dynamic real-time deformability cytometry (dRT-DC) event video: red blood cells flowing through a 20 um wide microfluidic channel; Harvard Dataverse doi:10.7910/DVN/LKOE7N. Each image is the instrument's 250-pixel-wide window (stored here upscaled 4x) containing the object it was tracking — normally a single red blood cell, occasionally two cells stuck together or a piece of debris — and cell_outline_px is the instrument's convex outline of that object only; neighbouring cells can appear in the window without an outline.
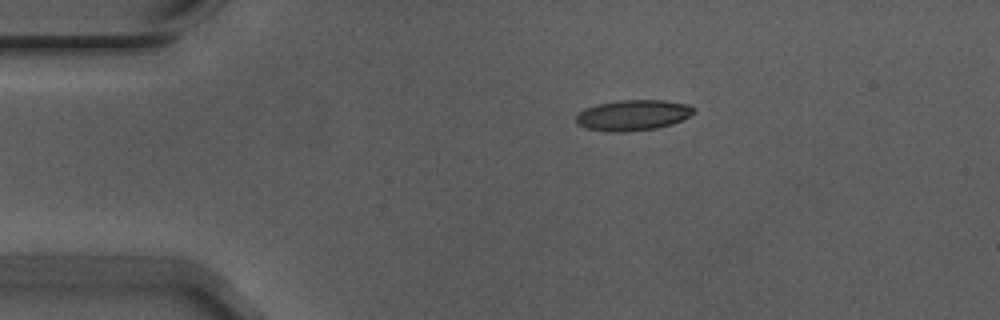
{"species": "Egyptian fruit bat (a non-hibernating species)", "species_latin": "Rousettus aegyptiacus", "temperature_condition": "warm", "stored_images_in_passage": 45, "camera_frame_rate_fps": 3000, "um_per_image_px": 0.085, "animal": {"sex": "male"}, "frame": {"image": 1, "passage_image": 1, "time_ms": 0.0, "image_size_px": [1000, 320], "cell_outline_px": [[696, 112], [672, 124], [656, 128], [628, 132], [608, 132], [584, 128], [576, 124], [576, 116], [580, 112], [588, 108], [600, 104], [620, 100], [660, 100], [688, 104], [696, 108]], "centroid_in_image_um": [53.81, 9.8], "position_along_channel_um": 31.2, "area_um2": 20.98}}
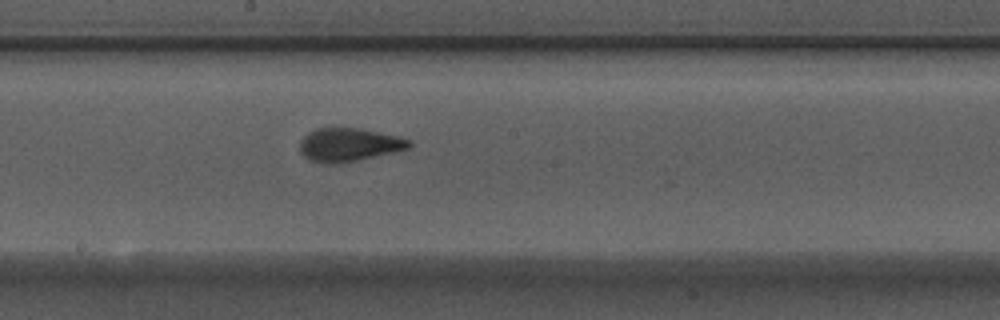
{"frame": {"image": 2, "passage_image": 20, "time_ms": 6.333, "image_size_px": [1000, 320], "cell_outline_px": [[412, 144], [408, 148], [392, 152], [356, 160], [336, 164], [324, 164], [312, 160], [304, 156], [300, 152], [300, 140], [308, 132], [316, 128], [360, 128], [396, 136], [412, 140]], "centroid_in_image_um": [29.62, 12.3], "position_along_channel_um": 218.6, "area_um2": 21.04}}
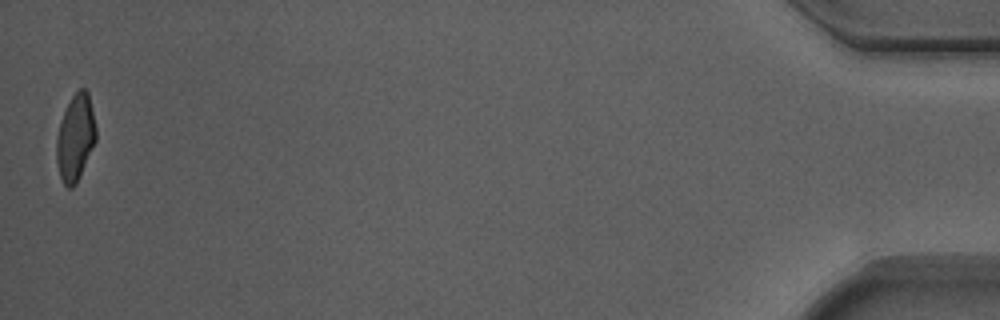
{"frame": {"image": 3, "passage_image": 45, "time_ms": 14.667, "image_size_px": [1000, 320], "cell_outline_px": [[96, 140], [76, 184], [72, 188], [68, 188], [64, 184], [60, 176], [56, 160], [56, 136], [64, 112], [72, 96], [80, 88], [84, 88], [88, 92], [96, 128]], "centroid_in_image_um": [6.4, 11.72], "position_along_channel_um": 428.8, "area_um2": 19.65}, "authors_computed_cell_mechanics": {"area_um2": 20.7502, "velocity_mm_per_s": 3.7341, "shape_relaxation_time_tau1_ms": 4.726, "shape_relaxation_time_tau2_ms": 1.142, "deformation_change_tau1": 0.1779, "deformation_change_tau2": 0.0742}}